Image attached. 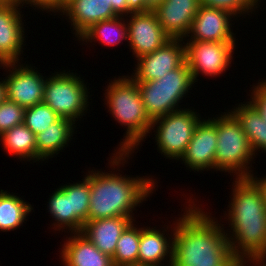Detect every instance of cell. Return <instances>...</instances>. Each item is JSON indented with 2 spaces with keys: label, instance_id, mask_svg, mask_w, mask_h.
<instances>
[{
  "label": "cell",
  "instance_id": "cell-28",
  "mask_svg": "<svg viewBox=\"0 0 266 266\" xmlns=\"http://www.w3.org/2000/svg\"><path fill=\"white\" fill-rule=\"evenodd\" d=\"M80 183L71 184V204L74 212V233L81 232L88 221L90 204V171Z\"/></svg>",
  "mask_w": 266,
  "mask_h": 266
},
{
  "label": "cell",
  "instance_id": "cell-41",
  "mask_svg": "<svg viewBox=\"0 0 266 266\" xmlns=\"http://www.w3.org/2000/svg\"><path fill=\"white\" fill-rule=\"evenodd\" d=\"M70 0H56V12H58L64 5H66Z\"/></svg>",
  "mask_w": 266,
  "mask_h": 266
},
{
  "label": "cell",
  "instance_id": "cell-34",
  "mask_svg": "<svg viewBox=\"0 0 266 266\" xmlns=\"http://www.w3.org/2000/svg\"><path fill=\"white\" fill-rule=\"evenodd\" d=\"M114 13L117 16L128 17L127 0H110Z\"/></svg>",
  "mask_w": 266,
  "mask_h": 266
},
{
  "label": "cell",
  "instance_id": "cell-25",
  "mask_svg": "<svg viewBox=\"0 0 266 266\" xmlns=\"http://www.w3.org/2000/svg\"><path fill=\"white\" fill-rule=\"evenodd\" d=\"M33 207L19 196L0 191V231L16 230L20 227Z\"/></svg>",
  "mask_w": 266,
  "mask_h": 266
},
{
  "label": "cell",
  "instance_id": "cell-36",
  "mask_svg": "<svg viewBox=\"0 0 266 266\" xmlns=\"http://www.w3.org/2000/svg\"><path fill=\"white\" fill-rule=\"evenodd\" d=\"M248 178L258 187L266 204V176L265 178L262 177V179L257 178V176L254 178L252 173Z\"/></svg>",
  "mask_w": 266,
  "mask_h": 266
},
{
  "label": "cell",
  "instance_id": "cell-39",
  "mask_svg": "<svg viewBox=\"0 0 266 266\" xmlns=\"http://www.w3.org/2000/svg\"><path fill=\"white\" fill-rule=\"evenodd\" d=\"M223 266H243V262L239 258L232 256Z\"/></svg>",
  "mask_w": 266,
  "mask_h": 266
},
{
  "label": "cell",
  "instance_id": "cell-16",
  "mask_svg": "<svg viewBox=\"0 0 266 266\" xmlns=\"http://www.w3.org/2000/svg\"><path fill=\"white\" fill-rule=\"evenodd\" d=\"M200 0H163L153 11L162 29L171 38L189 37Z\"/></svg>",
  "mask_w": 266,
  "mask_h": 266
},
{
  "label": "cell",
  "instance_id": "cell-33",
  "mask_svg": "<svg viewBox=\"0 0 266 266\" xmlns=\"http://www.w3.org/2000/svg\"><path fill=\"white\" fill-rule=\"evenodd\" d=\"M20 3L24 6L26 4H31L42 11L46 10L48 12H56V0H20Z\"/></svg>",
  "mask_w": 266,
  "mask_h": 266
},
{
  "label": "cell",
  "instance_id": "cell-18",
  "mask_svg": "<svg viewBox=\"0 0 266 266\" xmlns=\"http://www.w3.org/2000/svg\"><path fill=\"white\" fill-rule=\"evenodd\" d=\"M133 220L130 217H112L87 221L81 233L102 253L113 257L119 237Z\"/></svg>",
  "mask_w": 266,
  "mask_h": 266
},
{
  "label": "cell",
  "instance_id": "cell-30",
  "mask_svg": "<svg viewBox=\"0 0 266 266\" xmlns=\"http://www.w3.org/2000/svg\"><path fill=\"white\" fill-rule=\"evenodd\" d=\"M25 109L7 99L0 103V135L16 125L24 123Z\"/></svg>",
  "mask_w": 266,
  "mask_h": 266
},
{
  "label": "cell",
  "instance_id": "cell-40",
  "mask_svg": "<svg viewBox=\"0 0 266 266\" xmlns=\"http://www.w3.org/2000/svg\"><path fill=\"white\" fill-rule=\"evenodd\" d=\"M6 99V86L4 79L0 81V103Z\"/></svg>",
  "mask_w": 266,
  "mask_h": 266
},
{
  "label": "cell",
  "instance_id": "cell-32",
  "mask_svg": "<svg viewBox=\"0 0 266 266\" xmlns=\"http://www.w3.org/2000/svg\"><path fill=\"white\" fill-rule=\"evenodd\" d=\"M254 90L251 92L250 101L262 114L263 119L266 121V81L259 82L257 86L253 85Z\"/></svg>",
  "mask_w": 266,
  "mask_h": 266
},
{
  "label": "cell",
  "instance_id": "cell-1",
  "mask_svg": "<svg viewBox=\"0 0 266 266\" xmlns=\"http://www.w3.org/2000/svg\"><path fill=\"white\" fill-rule=\"evenodd\" d=\"M188 206L170 235L173 266H223L233 256L224 226L196 204Z\"/></svg>",
  "mask_w": 266,
  "mask_h": 266
},
{
  "label": "cell",
  "instance_id": "cell-38",
  "mask_svg": "<svg viewBox=\"0 0 266 266\" xmlns=\"http://www.w3.org/2000/svg\"><path fill=\"white\" fill-rule=\"evenodd\" d=\"M149 10H154L163 0H142Z\"/></svg>",
  "mask_w": 266,
  "mask_h": 266
},
{
  "label": "cell",
  "instance_id": "cell-20",
  "mask_svg": "<svg viewBox=\"0 0 266 266\" xmlns=\"http://www.w3.org/2000/svg\"><path fill=\"white\" fill-rule=\"evenodd\" d=\"M165 231L140 227L138 266L161 265L167 259L165 256L170 257L168 262L173 264L174 241L169 236L167 239Z\"/></svg>",
  "mask_w": 266,
  "mask_h": 266
},
{
  "label": "cell",
  "instance_id": "cell-12",
  "mask_svg": "<svg viewBox=\"0 0 266 266\" xmlns=\"http://www.w3.org/2000/svg\"><path fill=\"white\" fill-rule=\"evenodd\" d=\"M129 18V22L126 21L128 42L137 59L154 52L171 39L160 26L153 10L130 13Z\"/></svg>",
  "mask_w": 266,
  "mask_h": 266
},
{
  "label": "cell",
  "instance_id": "cell-13",
  "mask_svg": "<svg viewBox=\"0 0 266 266\" xmlns=\"http://www.w3.org/2000/svg\"><path fill=\"white\" fill-rule=\"evenodd\" d=\"M216 150L217 125L209 118L200 120L181 159L186 167L198 172L215 169Z\"/></svg>",
  "mask_w": 266,
  "mask_h": 266
},
{
  "label": "cell",
  "instance_id": "cell-26",
  "mask_svg": "<svg viewBox=\"0 0 266 266\" xmlns=\"http://www.w3.org/2000/svg\"><path fill=\"white\" fill-rule=\"evenodd\" d=\"M48 212L55 219L53 229H68L70 233H74V212H72L71 204V184L63 185L56 189L49 198ZM56 226V227H55ZM66 227V228H65Z\"/></svg>",
  "mask_w": 266,
  "mask_h": 266
},
{
  "label": "cell",
  "instance_id": "cell-3",
  "mask_svg": "<svg viewBox=\"0 0 266 266\" xmlns=\"http://www.w3.org/2000/svg\"><path fill=\"white\" fill-rule=\"evenodd\" d=\"M114 172L90 171L88 221L112 217H130L135 221L134 208L153 193L157 184L150 177L132 178Z\"/></svg>",
  "mask_w": 266,
  "mask_h": 266
},
{
  "label": "cell",
  "instance_id": "cell-23",
  "mask_svg": "<svg viewBox=\"0 0 266 266\" xmlns=\"http://www.w3.org/2000/svg\"><path fill=\"white\" fill-rule=\"evenodd\" d=\"M0 141L8 154L15 155L18 159H42L37 154L35 134L24 123L5 131L0 135Z\"/></svg>",
  "mask_w": 266,
  "mask_h": 266
},
{
  "label": "cell",
  "instance_id": "cell-17",
  "mask_svg": "<svg viewBox=\"0 0 266 266\" xmlns=\"http://www.w3.org/2000/svg\"><path fill=\"white\" fill-rule=\"evenodd\" d=\"M58 12L71 20L77 38L92 24L117 17L110 0H70Z\"/></svg>",
  "mask_w": 266,
  "mask_h": 266
},
{
  "label": "cell",
  "instance_id": "cell-24",
  "mask_svg": "<svg viewBox=\"0 0 266 266\" xmlns=\"http://www.w3.org/2000/svg\"><path fill=\"white\" fill-rule=\"evenodd\" d=\"M123 20V22H122ZM123 16H117L110 20L100 21L92 24L78 38L80 41L89 43L94 39L100 41L102 45L115 46L121 43L122 40L128 41V29ZM93 40V41H92Z\"/></svg>",
  "mask_w": 266,
  "mask_h": 266
},
{
  "label": "cell",
  "instance_id": "cell-31",
  "mask_svg": "<svg viewBox=\"0 0 266 266\" xmlns=\"http://www.w3.org/2000/svg\"><path fill=\"white\" fill-rule=\"evenodd\" d=\"M200 4L204 7L228 11L234 17H237L238 14L239 17L243 13H252L259 5L256 0H200Z\"/></svg>",
  "mask_w": 266,
  "mask_h": 266
},
{
  "label": "cell",
  "instance_id": "cell-22",
  "mask_svg": "<svg viewBox=\"0 0 266 266\" xmlns=\"http://www.w3.org/2000/svg\"><path fill=\"white\" fill-rule=\"evenodd\" d=\"M230 112L241 124L254 154H257L258 149V152L260 150L266 152V121L256 106L249 101L239 104L238 108Z\"/></svg>",
  "mask_w": 266,
  "mask_h": 266
},
{
  "label": "cell",
  "instance_id": "cell-29",
  "mask_svg": "<svg viewBox=\"0 0 266 266\" xmlns=\"http://www.w3.org/2000/svg\"><path fill=\"white\" fill-rule=\"evenodd\" d=\"M60 117L44 102L25 109L24 124L36 135L58 121Z\"/></svg>",
  "mask_w": 266,
  "mask_h": 266
},
{
  "label": "cell",
  "instance_id": "cell-35",
  "mask_svg": "<svg viewBox=\"0 0 266 266\" xmlns=\"http://www.w3.org/2000/svg\"><path fill=\"white\" fill-rule=\"evenodd\" d=\"M128 15L130 13L147 12L149 9L144 5L142 0H127Z\"/></svg>",
  "mask_w": 266,
  "mask_h": 266
},
{
  "label": "cell",
  "instance_id": "cell-14",
  "mask_svg": "<svg viewBox=\"0 0 266 266\" xmlns=\"http://www.w3.org/2000/svg\"><path fill=\"white\" fill-rule=\"evenodd\" d=\"M21 3L0 4V65L19 62L23 51L24 25ZM19 9V10H18Z\"/></svg>",
  "mask_w": 266,
  "mask_h": 266
},
{
  "label": "cell",
  "instance_id": "cell-11",
  "mask_svg": "<svg viewBox=\"0 0 266 266\" xmlns=\"http://www.w3.org/2000/svg\"><path fill=\"white\" fill-rule=\"evenodd\" d=\"M184 40L171 38L154 52L138 58L135 73L131 78L135 82L158 80L180 67L186 61Z\"/></svg>",
  "mask_w": 266,
  "mask_h": 266
},
{
  "label": "cell",
  "instance_id": "cell-5",
  "mask_svg": "<svg viewBox=\"0 0 266 266\" xmlns=\"http://www.w3.org/2000/svg\"><path fill=\"white\" fill-rule=\"evenodd\" d=\"M211 120L217 125L215 170L232 171L236 178H248L252 172L248 165L256 155L241 124L229 111Z\"/></svg>",
  "mask_w": 266,
  "mask_h": 266
},
{
  "label": "cell",
  "instance_id": "cell-37",
  "mask_svg": "<svg viewBox=\"0 0 266 266\" xmlns=\"http://www.w3.org/2000/svg\"><path fill=\"white\" fill-rule=\"evenodd\" d=\"M265 259H266V254L248 258V260L250 261V264L252 263V265L254 264L255 266L256 265L257 266H266ZM243 266H247V265H243Z\"/></svg>",
  "mask_w": 266,
  "mask_h": 266
},
{
  "label": "cell",
  "instance_id": "cell-15",
  "mask_svg": "<svg viewBox=\"0 0 266 266\" xmlns=\"http://www.w3.org/2000/svg\"><path fill=\"white\" fill-rule=\"evenodd\" d=\"M232 18L228 11L200 6L190 27V41L235 42Z\"/></svg>",
  "mask_w": 266,
  "mask_h": 266
},
{
  "label": "cell",
  "instance_id": "cell-2",
  "mask_svg": "<svg viewBox=\"0 0 266 266\" xmlns=\"http://www.w3.org/2000/svg\"><path fill=\"white\" fill-rule=\"evenodd\" d=\"M233 186L227 212L232 234L227 237L232 255L245 265L248 258L266 254V204L249 178H236Z\"/></svg>",
  "mask_w": 266,
  "mask_h": 266
},
{
  "label": "cell",
  "instance_id": "cell-43",
  "mask_svg": "<svg viewBox=\"0 0 266 266\" xmlns=\"http://www.w3.org/2000/svg\"><path fill=\"white\" fill-rule=\"evenodd\" d=\"M164 266V263L162 264ZM162 265H153V266H162ZM167 266V265H165ZM168 266H173V264H169Z\"/></svg>",
  "mask_w": 266,
  "mask_h": 266
},
{
  "label": "cell",
  "instance_id": "cell-27",
  "mask_svg": "<svg viewBox=\"0 0 266 266\" xmlns=\"http://www.w3.org/2000/svg\"><path fill=\"white\" fill-rule=\"evenodd\" d=\"M132 221L118 239L115 253L112 257L114 266H138L140 229L134 227Z\"/></svg>",
  "mask_w": 266,
  "mask_h": 266
},
{
  "label": "cell",
  "instance_id": "cell-8",
  "mask_svg": "<svg viewBox=\"0 0 266 266\" xmlns=\"http://www.w3.org/2000/svg\"><path fill=\"white\" fill-rule=\"evenodd\" d=\"M199 117V118H198ZM201 117L193 109H182L154 119L151 129L157 127L155 139L160 151L167 159L181 160L192 139Z\"/></svg>",
  "mask_w": 266,
  "mask_h": 266
},
{
  "label": "cell",
  "instance_id": "cell-7",
  "mask_svg": "<svg viewBox=\"0 0 266 266\" xmlns=\"http://www.w3.org/2000/svg\"><path fill=\"white\" fill-rule=\"evenodd\" d=\"M46 79L44 86V100L60 118L70 119L72 122L80 119L87 111L88 90L84 80L73 72H58ZM86 110V111H85ZM81 116V117H80ZM77 118V120H76Z\"/></svg>",
  "mask_w": 266,
  "mask_h": 266
},
{
  "label": "cell",
  "instance_id": "cell-42",
  "mask_svg": "<svg viewBox=\"0 0 266 266\" xmlns=\"http://www.w3.org/2000/svg\"><path fill=\"white\" fill-rule=\"evenodd\" d=\"M20 3V0H0V4Z\"/></svg>",
  "mask_w": 266,
  "mask_h": 266
},
{
  "label": "cell",
  "instance_id": "cell-21",
  "mask_svg": "<svg viewBox=\"0 0 266 266\" xmlns=\"http://www.w3.org/2000/svg\"><path fill=\"white\" fill-rule=\"evenodd\" d=\"M74 124L70 119L60 118L46 130L35 135L37 154L42 158V161L46 158H52L59 151H62L63 147L65 148V145L72 139L71 136L73 137Z\"/></svg>",
  "mask_w": 266,
  "mask_h": 266
},
{
  "label": "cell",
  "instance_id": "cell-19",
  "mask_svg": "<svg viewBox=\"0 0 266 266\" xmlns=\"http://www.w3.org/2000/svg\"><path fill=\"white\" fill-rule=\"evenodd\" d=\"M72 234L62 245L60 257L64 266H114L112 258L102 253L81 232Z\"/></svg>",
  "mask_w": 266,
  "mask_h": 266
},
{
  "label": "cell",
  "instance_id": "cell-4",
  "mask_svg": "<svg viewBox=\"0 0 266 266\" xmlns=\"http://www.w3.org/2000/svg\"><path fill=\"white\" fill-rule=\"evenodd\" d=\"M107 87L105 90L107 91L105 92L107 103L105 104L109 108L108 111L118 123L127 126L126 136H124L120 147L116 154L114 153V156L110 157V167H114L115 170V165L118 168L121 163H125V159H129L126 157L136 150L140 142L146 138V134H150L152 120L146 113L137 82L131 77L115 78L109 82Z\"/></svg>",
  "mask_w": 266,
  "mask_h": 266
},
{
  "label": "cell",
  "instance_id": "cell-9",
  "mask_svg": "<svg viewBox=\"0 0 266 266\" xmlns=\"http://www.w3.org/2000/svg\"><path fill=\"white\" fill-rule=\"evenodd\" d=\"M185 45L186 63L194 82L199 73L216 77L232 62L235 42L188 41Z\"/></svg>",
  "mask_w": 266,
  "mask_h": 266
},
{
  "label": "cell",
  "instance_id": "cell-6",
  "mask_svg": "<svg viewBox=\"0 0 266 266\" xmlns=\"http://www.w3.org/2000/svg\"><path fill=\"white\" fill-rule=\"evenodd\" d=\"M194 83L186 61L158 80L137 82L148 117L153 121L180 110L178 103Z\"/></svg>",
  "mask_w": 266,
  "mask_h": 266
},
{
  "label": "cell",
  "instance_id": "cell-10",
  "mask_svg": "<svg viewBox=\"0 0 266 266\" xmlns=\"http://www.w3.org/2000/svg\"><path fill=\"white\" fill-rule=\"evenodd\" d=\"M17 64V65H16ZM3 69L9 68V75L4 79L6 99L27 108L42 103L46 79L33 67L23 66L18 62L4 63ZM18 68V69H17ZM12 69V71L10 70Z\"/></svg>",
  "mask_w": 266,
  "mask_h": 266
}]
</instances>
